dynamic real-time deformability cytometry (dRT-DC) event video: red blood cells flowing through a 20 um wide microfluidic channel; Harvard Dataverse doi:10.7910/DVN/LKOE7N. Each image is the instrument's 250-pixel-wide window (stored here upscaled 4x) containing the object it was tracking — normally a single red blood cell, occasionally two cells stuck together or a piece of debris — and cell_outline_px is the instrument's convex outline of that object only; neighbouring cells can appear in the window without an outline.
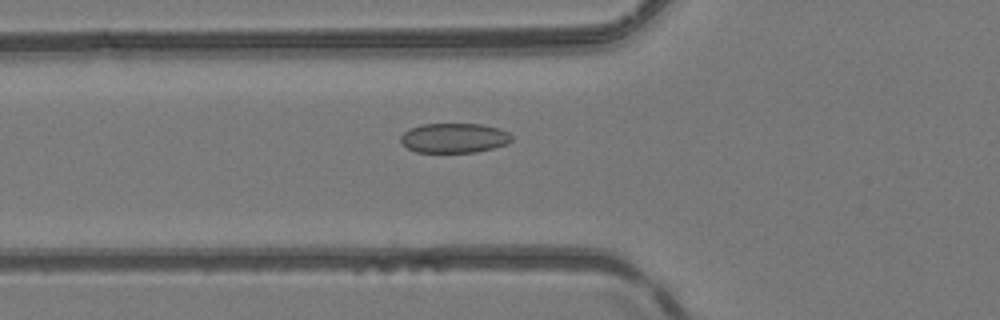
{"species": "common noctule bat (a hibernating species)", "species_latin": "Nyctalus noctula", "temperature_condition": "room temperature", "stored_images_in_passage": 51, "camera_frame_rate_fps": 3000, "um_per_image_px": 0.085, "animal": {"sex": "female", "body_mass_g": 24.6, "forearm_length_mm": 56.2}, "frame": {"image": 1, "passage_image": 19, "time_ms": 6.0, "image_size_px": [1000, 320], "cell_outline_px": [[512, 140], [508, 144], [476, 152], [416, 152], [408, 148], [400, 140], [400, 136], [408, 128], [420, 124], [480, 124], [500, 128], [508, 132], [512, 136]], "centroid_in_image_um": [38.6, 11.72], "position_along_channel_um": 87.2, "area_um2": 19.31}}
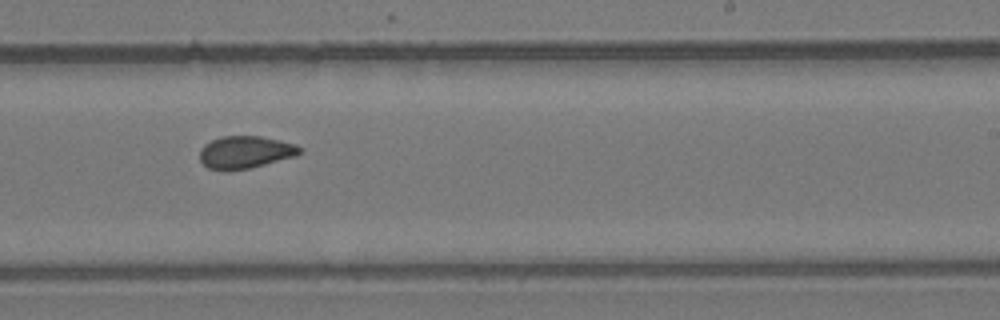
{"frame": {"image": 2, "passage_image": 32, "time_ms": 10.333, "image_size_px": [1000, 320], "cell_outline_px": [[304, 152], [296, 156], [252, 168], [228, 172], [208, 168], [200, 160], [200, 148], [204, 144], [220, 136], [260, 136], [296, 144]], "centroid_in_image_um": [20.84, 12.95], "position_along_channel_um": 268.2, "area_um2": 19.25}}
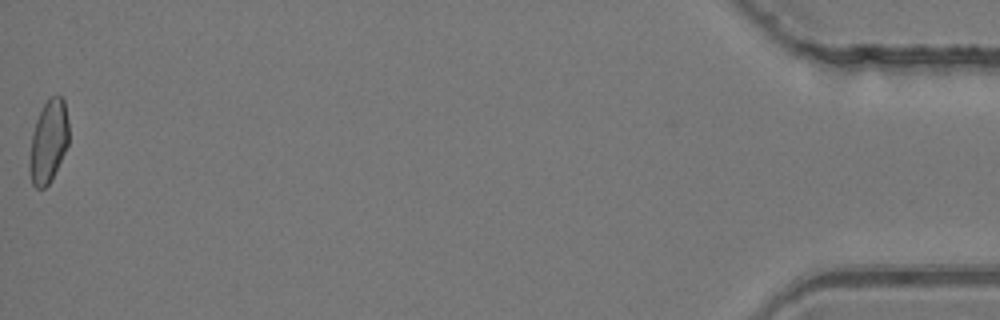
{"frame": {"image": 3, "passage_image": 51, "time_ms": 16.667, "image_size_px": [1000, 320], "cell_outline_px": [[68, 144], [52, 180], [44, 188], [36, 188], [32, 184], [28, 168], [28, 164], [32, 132], [36, 120], [48, 96], [60, 96], [64, 100], [68, 120]], "centroid_in_image_um": [4.1, 12.04], "position_along_channel_um": 431.1, "area_um2": 19.07}, "authors_computed_cell_mechanics": {"area_um2": 19.2474, "velocity_mm_per_s": 4.1623, "shape_relaxation_time_tau1_ms": null, "shape_relaxation_time_tau2_ms": 1.8294, "deformation_change_tau1": null, "deformation_change_tau2": 0.0606}}